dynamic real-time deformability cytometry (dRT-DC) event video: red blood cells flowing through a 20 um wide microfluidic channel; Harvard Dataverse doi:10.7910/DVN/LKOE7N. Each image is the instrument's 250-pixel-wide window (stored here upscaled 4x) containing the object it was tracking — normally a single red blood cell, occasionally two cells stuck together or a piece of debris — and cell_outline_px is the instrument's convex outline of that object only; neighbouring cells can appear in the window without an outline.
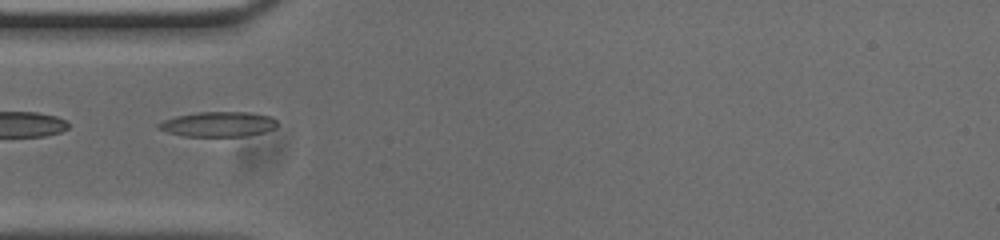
{"species": "common noctule bat (a hibernating species)", "species_latin": "Nyctalus noctula", "temperature_condition": "cold", "stored_images_in_passage": 37, "camera_frame_rate_fps": 3000, "um_per_image_px": 0.085, "animal": {"sex": "male", "body_mass_g": 20.0, "forearm_length_mm": 53.3}, "frame": {"image": 1, "passage_image": 1, "time_ms": 0.0, "image_size_px": [1000, 240], "cell_outline_px": [[276, 128], [264, 132], [244, 136], [184, 136], [168, 132], [156, 128], [156, 124], [164, 120], [176, 116], [196, 112], [248, 112], [268, 116], [276, 120]], "centroid_in_image_um": [18.52, 10.56], "position_along_channel_um": 66.5, "area_um2": 17.22}}
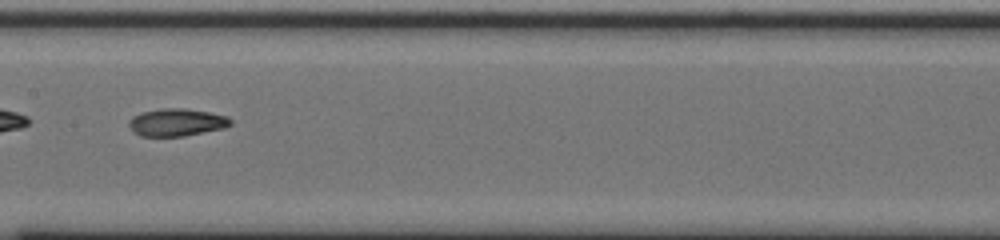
{"frame": {"image": 2, "passage_image": 11, "time_ms": 3.333, "image_size_px": [1000, 240], "cell_outline_px": [[232, 124], [224, 128], [184, 136], [140, 136], [132, 132], [128, 124], [128, 120], [132, 116], [140, 112], [160, 108], [184, 108], [208, 112], [228, 116], [232, 120]], "centroid_in_image_um": [14.98, 10.39], "position_along_channel_um": 192.4, "area_um2": 16.53}}